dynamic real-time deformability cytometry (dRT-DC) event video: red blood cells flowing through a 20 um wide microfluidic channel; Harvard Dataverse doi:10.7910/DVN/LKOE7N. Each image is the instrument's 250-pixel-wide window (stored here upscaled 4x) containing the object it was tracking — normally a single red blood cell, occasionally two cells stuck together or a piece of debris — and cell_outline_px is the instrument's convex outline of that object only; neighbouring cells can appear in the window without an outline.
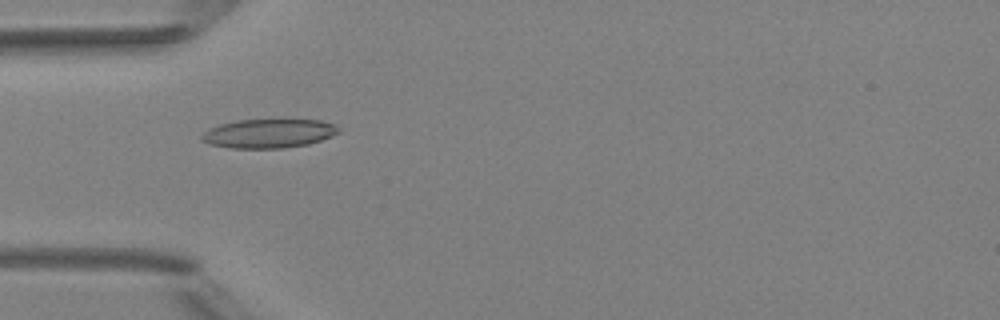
{"species": "Egyptian fruit bat (a non-hibernating species)", "species_latin": "Rousettus aegyptiacus", "temperature_condition": "room temperature", "stored_images_in_passage": 5, "camera_frame_rate_fps": 3000, "um_per_image_px": 0.085, "animal": {"sex": "female"}, "frame": {"image": 1, "passage_image": 4, "time_ms": 4.0, "image_size_px": [1000, 320], "cell_outline_px": [[340, 132], [332, 136], [308, 144], [284, 148], [232, 148], [208, 144], [200, 140], [200, 136], [204, 132], [220, 124], [236, 120], [320, 120], [336, 124], [340, 128]], "centroid_in_image_um": [22.85, 11.35], "position_along_channel_um": 62.2, "area_um2": 23.12}}
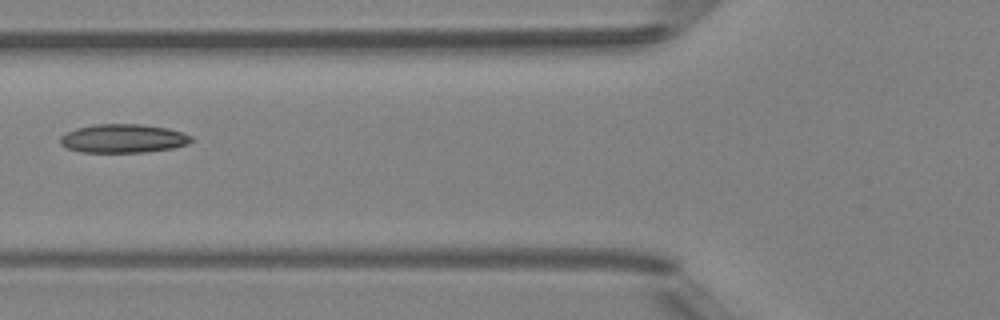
{"frame": {"image": 2, "passage_image": 5, "time_ms": 5.333, "image_size_px": [1000, 320], "cell_outline_px": [[196, 140], [188, 144], [172, 148], [144, 152], [80, 152], [68, 148], [60, 144], [60, 136], [76, 128], [96, 124], [140, 124], [168, 128], [184, 132], [192, 136]], "centroid_in_image_um": [10.52, 11.77], "position_along_channel_um": 115.3, "area_um2": 22.02}}